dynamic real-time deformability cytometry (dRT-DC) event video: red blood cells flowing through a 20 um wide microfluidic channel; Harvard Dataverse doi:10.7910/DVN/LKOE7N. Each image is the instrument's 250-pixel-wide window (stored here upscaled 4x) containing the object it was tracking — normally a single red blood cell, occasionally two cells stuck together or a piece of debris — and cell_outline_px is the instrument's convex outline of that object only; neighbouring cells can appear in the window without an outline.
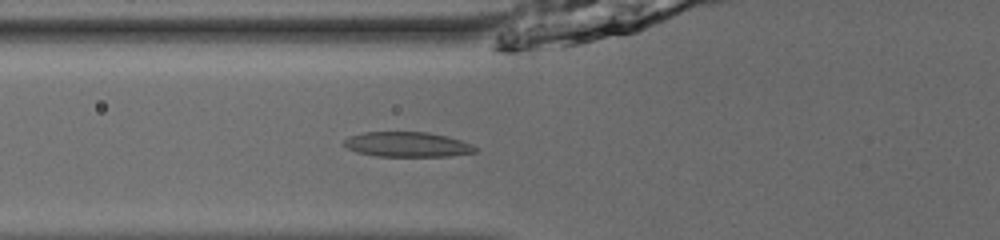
{"species": "common noctule bat (a hibernating species)", "species_latin": "Nyctalus noctula", "temperature_condition": "room temperature", "stored_images_in_passage": 41, "camera_frame_rate_fps": 3000, "um_per_image_px": 0.085, "animal": {"sex": "male", "body_mass_g": 13.0, "forearm_length_mm": 53.1}, "frame": {"image": 1, "passage_image": 10, "time_ms": 3.0, "image_size_px": [1000, 240], "cell_outline_px": [[476, 152], [448, 156], [376, 156], [356, 152], [348, 148], [344, 144], [344, 140], [348, 136], [364, 132], [424, 132], [448, 136], [472, 144], [476, 148]], "centroid_in_image_um": [34.61, 12.28], "position_along_channel_um": 91.2, "area_um2": 19.02}}
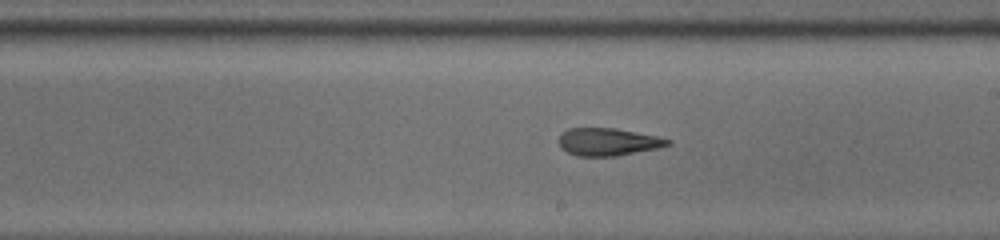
{"frame": {"image": 2, "passage_image": 21, "time_ms": 6.667, "image_size_px": [1000, 240], "cell_outline_px": [[672, 144], [656, 148], [616, 156], [576, 156], [568, 152], [560, 144], [560, 136], [568, 128], [616, 128], [656, 136], [672, 140]], "centroid_in_image_um": [51.71, 12.05], "position_along_channel_um": 237.3, "area_um2": 17.22}}
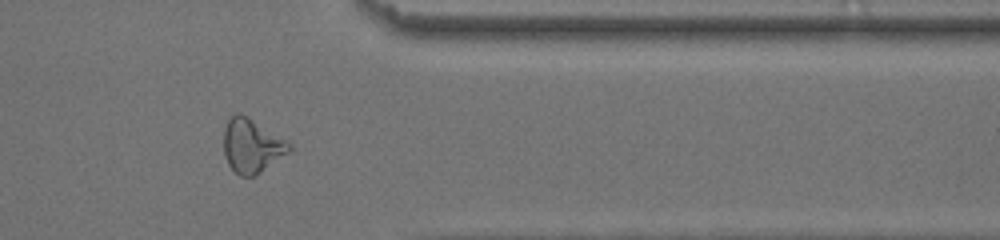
{"frame": {"image": 3, "passage_image": 33, "time_ms": 10.667, "image_size_px": [1000, 240], "cell_outline_px": [[292, 148], [288, 152], [252, 176], [240, 176], [228, 164], [224, 152], [224, 128], [228, 116], [236, 112], [240, 112], [248, 116], [288, 140], [292, 144]], "centroid_in_image_um": [21.38, 12.31], "position_along_channel_um": 390.0, "area_um2": 20.52}, "authors_computed_cell_mechanics": {"area_um2": 18.9584, "velocity_mm_per_s": 3.9505, "shape_relaxation_time_tau1_ms": 8.2372, "shape_relaxation_time_tau2_ms": 2.442, "deformation_change_tau1": 0.225, "deformation_change_tau2": 0.1124}}